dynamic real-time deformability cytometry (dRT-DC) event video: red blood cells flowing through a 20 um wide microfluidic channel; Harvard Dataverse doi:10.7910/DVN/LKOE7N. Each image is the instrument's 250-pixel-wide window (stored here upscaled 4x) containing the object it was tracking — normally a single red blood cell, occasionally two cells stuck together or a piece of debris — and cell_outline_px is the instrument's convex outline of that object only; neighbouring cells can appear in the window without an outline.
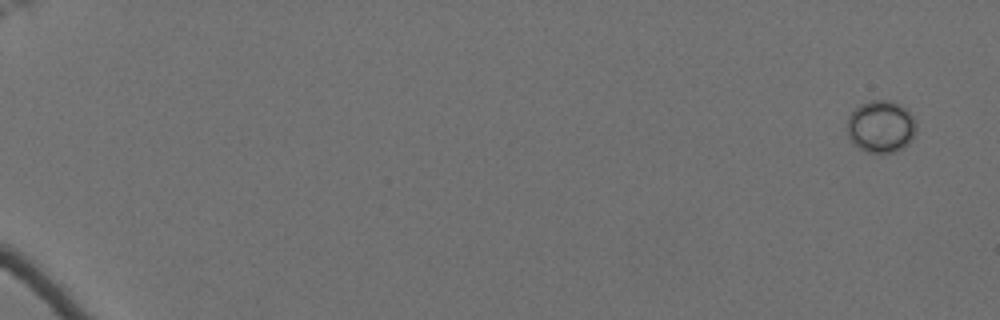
{"species": "Egyptian fruit bat (a non-hibernating species)", "species_latin": "Rousettus aegyptiacus", "temperature_condition": "cold", "stored_images_in_passage": 60, "camera_frame_rate_fps": 3000, "um_per_image_px": 0.085, "animal": {"sex": "female"}, "frame": {"image": 1, "passage_image": 1, "time_ms": 0.0, "image_size_px": [1000, 320], "cell_outline_px": [[916, 132], [912, 140], [904, 148], [896, 152], [880, 156], [868, 152], [860, 148], [848, 136], [848, 116], [860, 104], [872, 100], [888, 100], [900, 104], [908, 108], [916, 124]], "centroid_in_image_um": [74.92, 10.79], "position_along_channel_um": 10.1, "area_um2": 21.44}}
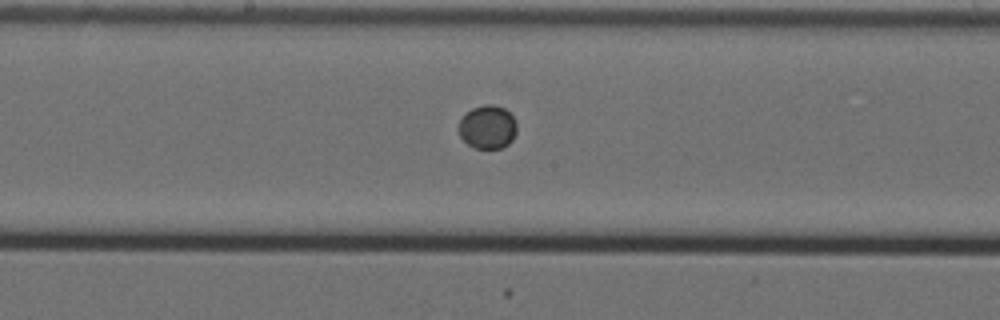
{"frame": {"image": 2, "passage_image": 35, "time_ms": 11.333, "image_size_px": [1000, 320], "cell_outline_px": [[516, 132], [512, 140], [508, 144], [500, 148], [476, 148], [468, 144], [460, 136], [456, 128], [460, 120], [472, 108], [484, 104], [492, 104], [504, 108], [516, 120]], "centroid_in_image_um": [41.43, 10.79], "position_along_channel_um": 206.8, "area_um2": 14.74}}
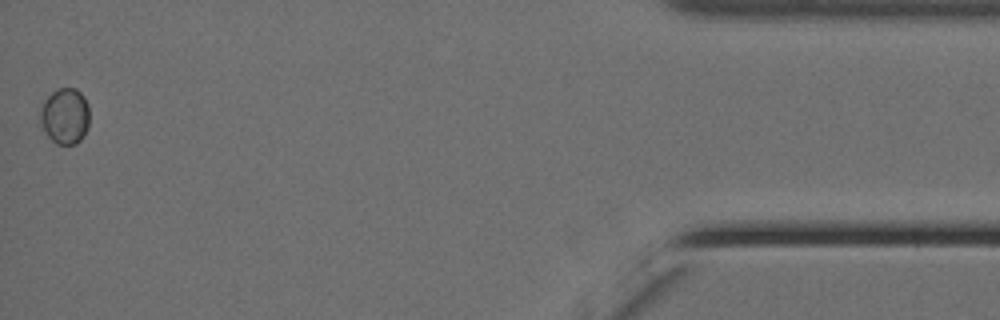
{"frame": {"image": 3, "passage_image": 60, "time_ms": 19.667, "image_size_px": [1000, 320], "cell_outline_px": [[88, 128], [80, 140], [76, 144], [56, 144], [44, 132], [40, 124], [40, 108], [44, 100], [52, 92], [60, 88], [76, 88], [84, 96], [88, 104]], "centroid_in_image_um": [5.51, 9.86], "position_along_channel_um": 429.7, "area_um2": 16.18}}